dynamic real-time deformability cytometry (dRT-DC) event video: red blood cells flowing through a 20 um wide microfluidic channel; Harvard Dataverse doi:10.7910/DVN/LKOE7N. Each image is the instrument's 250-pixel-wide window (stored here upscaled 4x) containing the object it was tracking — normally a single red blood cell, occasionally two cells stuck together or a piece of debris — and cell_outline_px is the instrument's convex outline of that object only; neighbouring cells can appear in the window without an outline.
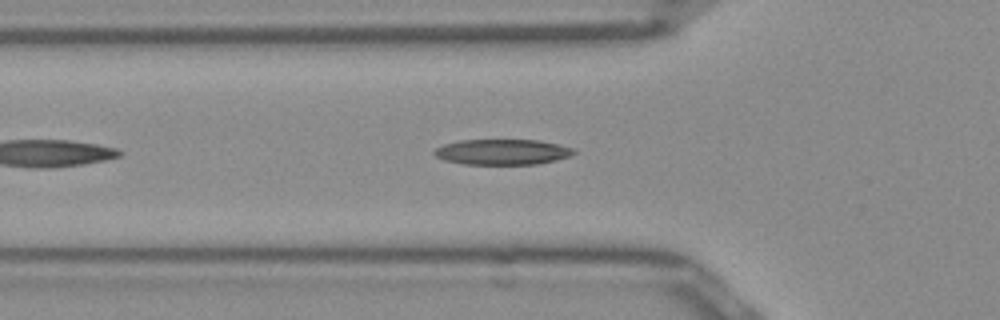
{"species": "Egyptian fruit bat (a non-hibernating species)", "species_latin": "Rousettus aegyptiacus", "temperature_condition": "room temperature", "stored_images_in_passage": 17, "camera_frame_rate_fps": 3000, "um_per_image_px": 0.085, "frame": {"image": 1, "passage_image": 7, "time_ms": 2.0, "image_size_px": [1000, 320], "cell_outline_px": [[576, 152], [568, 156], [556, 160], [536, 164], [464, 164], [444, 160], [436, 156], [432, 152], [436, 148], [444, 144], [460, 140], [540, 140], [572, 148]], "centroid_in_image_um": [42.66, 12.91], "position_along_channel_um": 83.1, "area_um2": 20.58}}
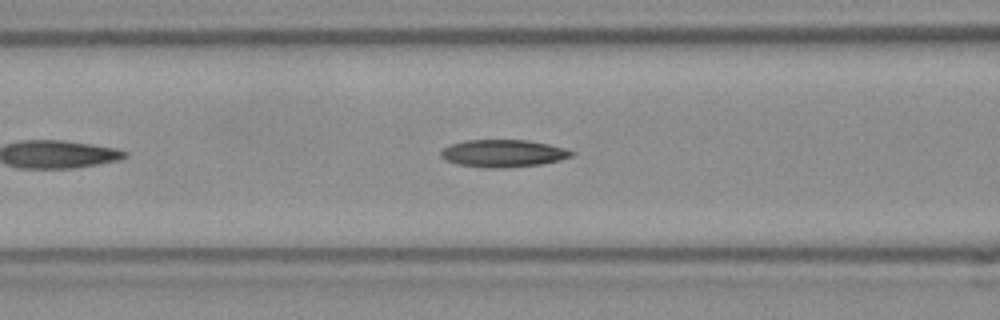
{"frame": {"image": 2, "passage_image": 10, "time_ms": 3.0, "image_size_px": [1000, 320], "cell_outline_px": [[576, 152], [572, 156], [560, 160], [540, 164], [504, 168], [484, 168], [456, 164], [444, 160], [440, 156], [440, 152], [444, 148], [452, 144], [464, 140], [528, 140], [548, 144], [564, 148]], "centroid_in_image_um": [42.75, 13.04], "position_along_channel_um": 123.9, "area_um2": 20.98}}
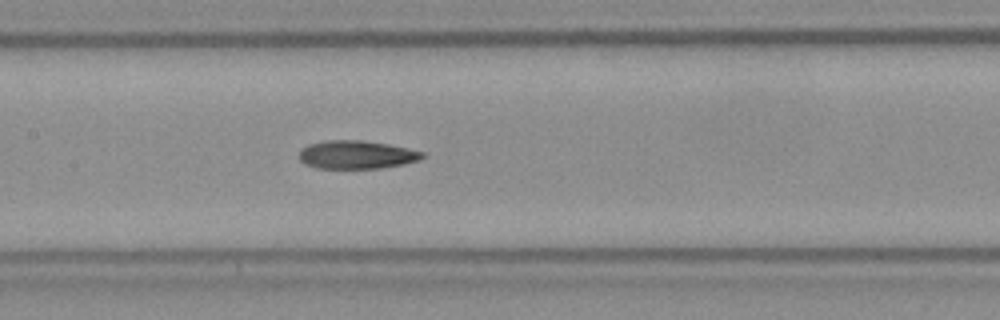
{"frame": {"image": 3, "passage_image": 14, "time_ms": 4.333, "image_size_px": [1000, 320], "cell_outline_px": [[424, 156], [420, 160], [404, 164], [380, 168], [316, 168], [304, 164], [300, 160], [300, 148], [308, 144], [328, 140], [360, 140], [388, 144], [408, 148], [424, 152]], "centroid_in_image_um": [30.3, 13.15], "position_along_channel_um": 177.1, "area_um2": 20.35}}